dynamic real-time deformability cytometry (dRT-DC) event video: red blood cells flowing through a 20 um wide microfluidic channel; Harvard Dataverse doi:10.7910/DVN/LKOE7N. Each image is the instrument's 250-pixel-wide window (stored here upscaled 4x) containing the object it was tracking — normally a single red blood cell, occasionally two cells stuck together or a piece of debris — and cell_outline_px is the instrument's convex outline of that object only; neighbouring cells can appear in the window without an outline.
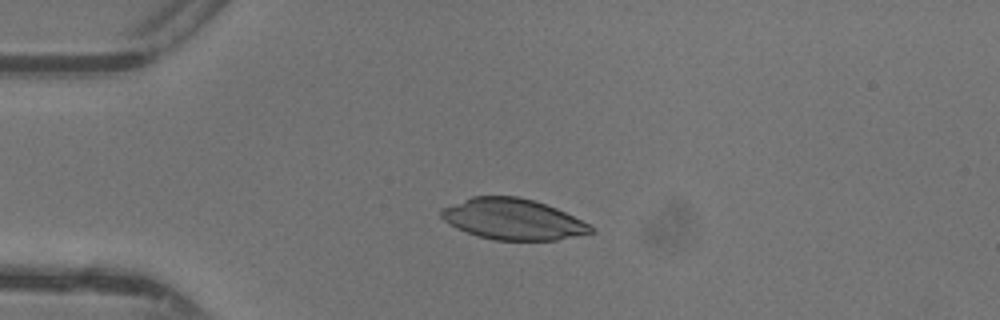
{"species": "common noctule bat (a hibernating species)", "species_latin": "Nyctalus noctula", "temperature_condition": "warm", "stored_images_in_passage": 33, "camera_frame_rate_fps": 3000, "um_per_image_px": 0.085, "animal": {"sex": "female"}, "frame": {"image": 1, "passage_image": 1, "time_ms": 0.0, "image_size_px": [1000, 320], "cell_outline_px": [[596, 232], [556, 240], [492, 240], [468, 232], [444, 220], [440, 216], [440, 208], [472, 196], [516, 196], [532, 200], [556, 208], [596, 228]], "centroid_in_image_um": [43.6, 18.63], "position_along_channel_um": 41.4, "area_um2": 35.32}}
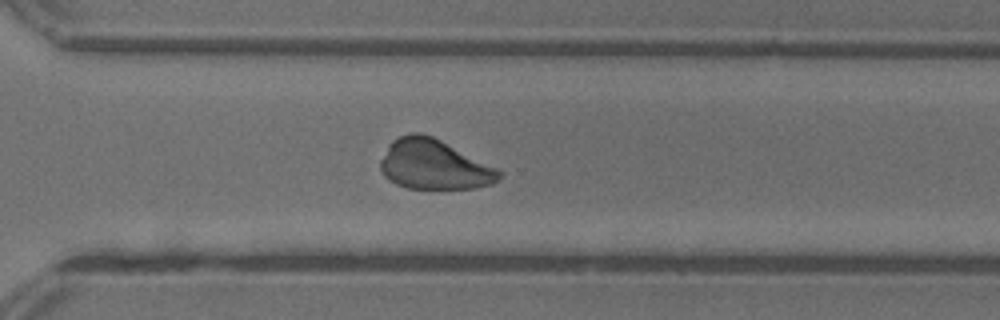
{"frame": {"image": 2, "passage_image": 23, "time_ms": 7.333, "image_size_px": [1000, 320], "cell_outline_px": [[504, 172], [492, 184], [472, 188], [408, 188], [396, 184], [384, 176], [380, 168], [380, 160], [388, 144], [392, 140], [400, 136], [412, 132], [420, 132], [432, 136]], "centroid_in_image_um": [36.84, 13.98], "position_along_channel_um": 333.8, "area_um2": 34.1}}
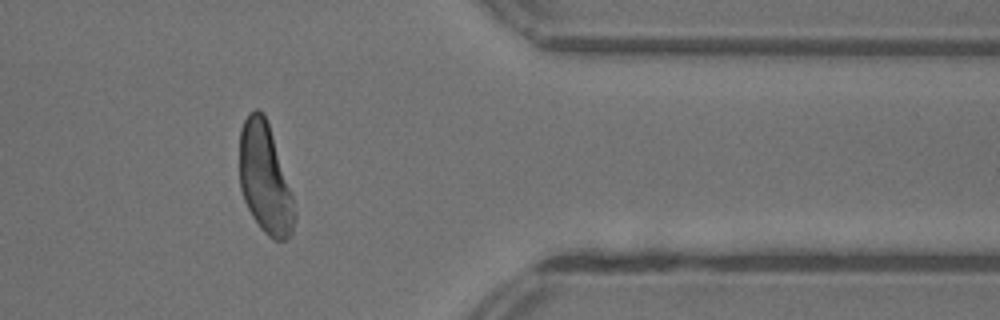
{"frame": {"image": 3, "passage_image": 28, "time_ms": 9.0, "image_size_px": [1000, 320], "cell_outline_px": [[296, 220], [292, 232], [284, 240], [272, 240], [260, 228], [252, 216], [244, 200], [240, 188], [240, 128], [248, 112], [256, 108], [264, 112], [292, 196], [296, 212]], "centroid_in_image_um": [22.51, 15.2], "position_along_channel_um": 388.9, "area_um2": 35.03}}